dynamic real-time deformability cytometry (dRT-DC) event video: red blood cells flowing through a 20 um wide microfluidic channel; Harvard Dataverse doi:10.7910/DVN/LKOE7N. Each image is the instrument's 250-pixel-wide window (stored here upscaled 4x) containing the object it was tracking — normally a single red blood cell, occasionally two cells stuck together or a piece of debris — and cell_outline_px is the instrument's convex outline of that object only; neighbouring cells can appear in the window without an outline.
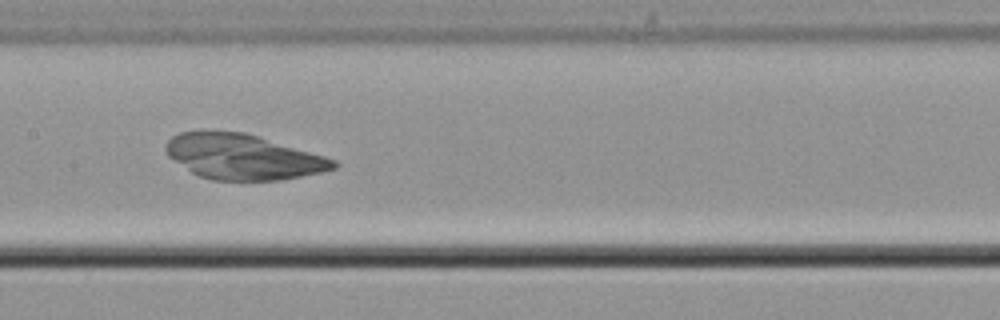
{"species": "common noctule bat (a hibernating species)", "species_latin": "Nyctalus noctula", "temperature_condition": "cold", "stored_images_in_passage": 51, "camera_frame_rate_fps": 3000, "um_per_image_px": 0.085, "animal": {"sex": "male", "body_mass_g": 21.5, "forearm_length_mm": 52.0}, "frame": {"image": 1, "passage_image": 25, "time_ms": 8.0, "image_size_px": [1000, 320], "cell_outline_px": [[340, 164], [336, 168], [324, 172], [280, 180], [212, 180], [200, 176], [192, 172], [168, 156], [164, 148], [164, 144], [172, 136], [180, 132], [244, 132], [324, 156], [336, 160]], "centroid_in_image_um": [20.66, 13.34], "position_along_channel_um": 186.7, "area_um2": 43.75}}